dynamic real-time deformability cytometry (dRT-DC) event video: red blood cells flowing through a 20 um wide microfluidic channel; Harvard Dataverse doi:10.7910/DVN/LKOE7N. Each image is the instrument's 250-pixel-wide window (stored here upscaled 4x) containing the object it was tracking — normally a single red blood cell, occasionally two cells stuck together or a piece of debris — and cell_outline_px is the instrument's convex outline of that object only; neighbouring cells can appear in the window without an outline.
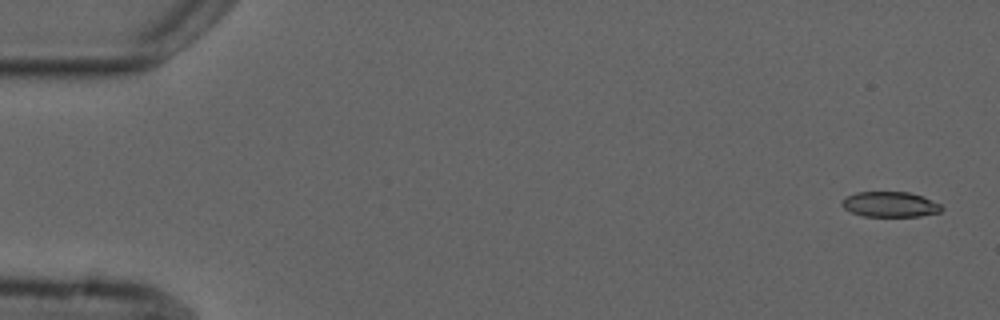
{"species": "common noctule bat (a hibernating species)", "species_latin": "Nyctalus noctula", "temperature_condition": "cold", "stored_images_in_passage": 5, "camera_frame_rate_fps": 3000, "um_per_image_px": 0.085, "animal": {"sex": "male", "forearm_length_mm": 52.5}, "frame": {"image": 1, "passage_image": 1, "time_ms": 0.0, "image_size_px": [1000, 320], "cell_outline_px": [[944, 208], [940, 212], [920, 216], [864, 216], [852, 212], [844, 208], [840, 204], [848, 196], [856, 192], [908, 192], [924, 196], [940, 204]], "centroid_in_image_um": [75.69, 17.37], "position_along_channel_um": 9.3, "area_um2": 14.62}}
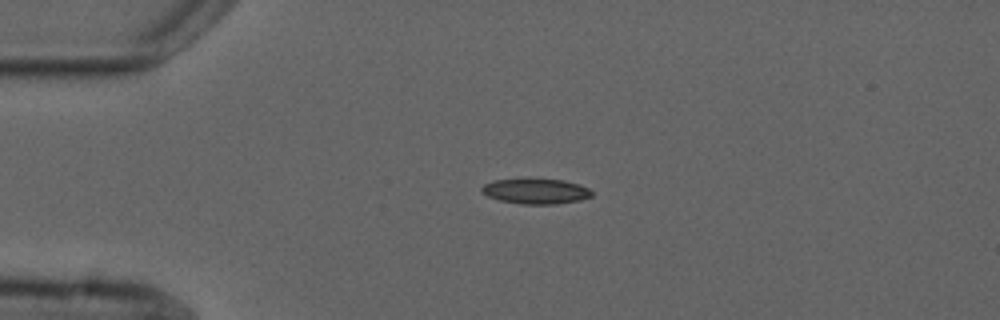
{"frame": {"image": 2, "passage_image": 4, "time_ms": 3.667, "image_size_px": [1000, 320], "cell_outline_px": [[592, 196], [580, 200], [556, 204], [520, 204], [500, 200], [488, 196], [480, 192], [480, 188], [484, 184], [496, 180], [564, 180], [580, 184], [588, 188], [592, 192]], "centroid_in_image_um": [45.55, 16.27], "position_along_channel_um": 39.4, "area_um2": 15.95}}